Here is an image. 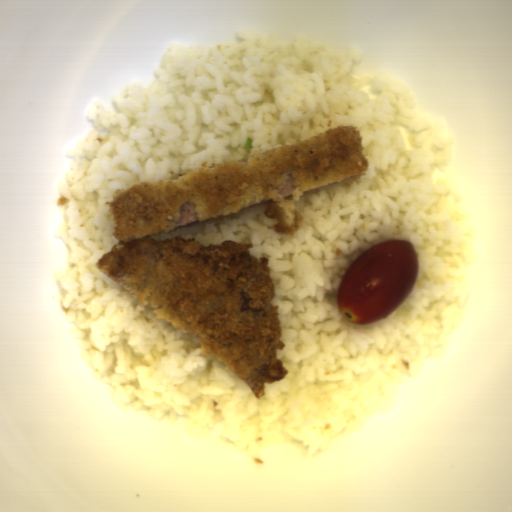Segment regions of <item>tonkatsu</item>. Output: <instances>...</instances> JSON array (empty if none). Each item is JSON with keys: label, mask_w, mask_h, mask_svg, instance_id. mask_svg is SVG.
<instances>
[{"label": "tonkatsu", "mask_w": 512, "mask_h": 512, "mask_svg": "<svg viewBox=\"0 0 512 512\" xmlns=\"http://www.w3.org/2000/svg\"><path fill=\"white\" fill-rule=\"evenodd\" d=\"M369 168L359 128L339 125L235 162L204 165L171 178L116 189L105 200L115 240L98 270L159 320L191 333L261 399L265 383L285 379L284 348L270 259L252 256L251 242L206 245L195 238L158 240L192 224L263 207L273 232L297 230L302 195L353 183Z\"/></svg>", "instance_id": "d4beea91"}]
</instances>
